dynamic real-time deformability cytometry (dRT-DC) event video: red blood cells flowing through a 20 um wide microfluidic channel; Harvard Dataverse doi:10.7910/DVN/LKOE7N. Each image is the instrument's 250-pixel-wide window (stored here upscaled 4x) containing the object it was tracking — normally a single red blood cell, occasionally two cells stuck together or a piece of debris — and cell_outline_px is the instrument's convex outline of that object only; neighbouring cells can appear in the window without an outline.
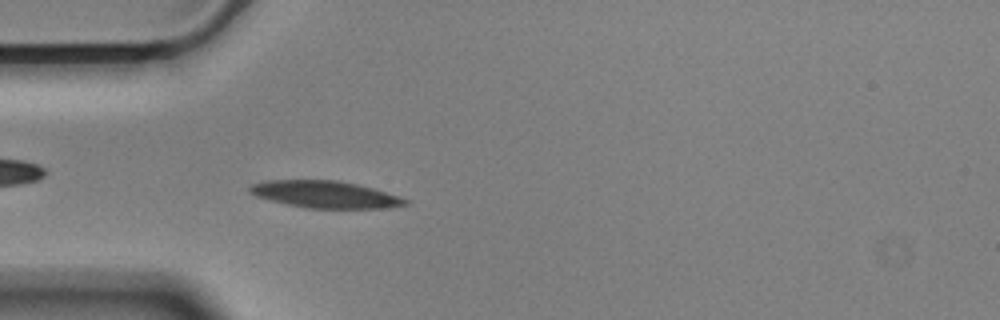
{"species": "Egyptian fruit bat (a non-hibernating species)", "species_latin": "Rousettus aegyptiacus", "temperature_condition": "cold", "stored_images_in_passage": 55, "camera_frame_rate_fps": 3000, "um_per_image_px": 0.085, "animal": {"sex": "male"}, "frame": {"image": 1, "passage_image": 15, "time_ms": 4.667, "image_size_px": [1000, 320], "cell_outline_px": [[408, 204], [384, 208], [304, 208], [256, 196], [248, 192], [248, 188], [252, 184], [264, 180], [336, 180], [356, 184], [372, 188], [400, 196], [408, 200]], "centroid_in_image_um": [27.61, 16.52], "position_along_channel_um": 57.4, "area_um2": 24.33}}
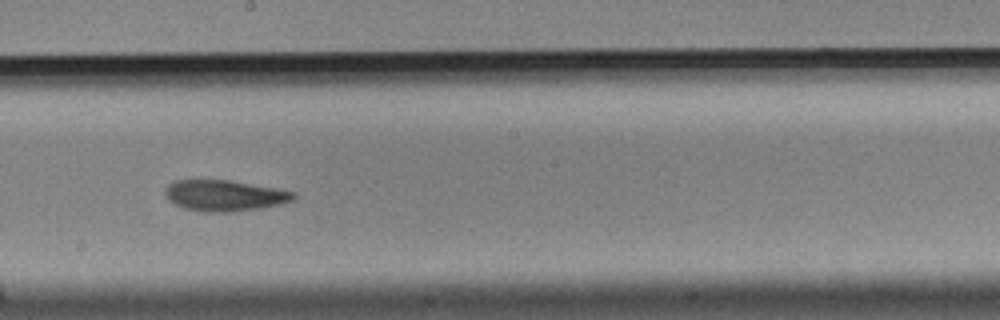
{"frame": {"image": 2, "passage_image": 30, "time_ms": 9.667, "image_size_px": [1000, 320], "cell_outline_px": [[296, 196], [292, 200], [280, 204], [260, 208], [232, 212], [204, 212], [184, 208], [168, 200], [164, 192], [164, 188], [168, 184], [176, 180], [228, 180], [276, 188], [296, 192]], "centroid_in_image_um": [19.07, 16.62], "position_along_channel_um": 229.1, "area_um2": 23.18}}
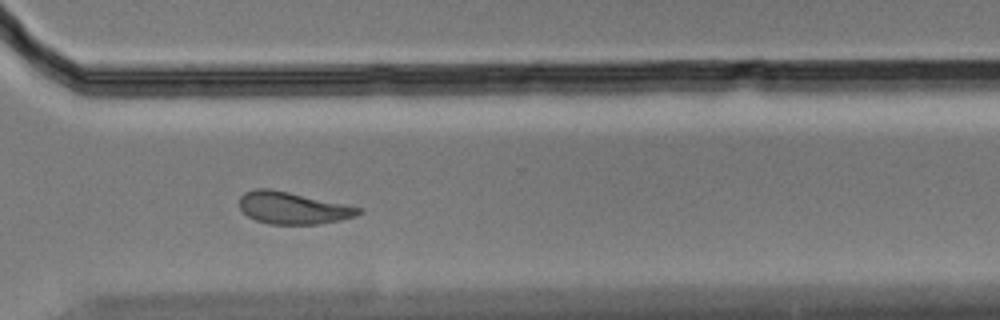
{"frame": {"image": 3, "passage_image": 40, "time_ms": 13.0, "image_size_px": [1000, 320], "cell_outline_px": [[364, 208], [356, 216], [340, 220], [320, 224], [268, 224], [256, 220], [248, 216], [240, 208], [240, 196], [244, 192], [256, 188], [268, 188], [288, 192]], "centroid_in_image_um": [24.88, 17.68], "position_along_channel_um": 345.7, "area_um2": 22.14}, "authors_computed_cell_mechanics": {"area_um2": 23.4668, "velocity_mm_per_s": 3.4989, "shape_relaxation_time_tau1_ms": 3.5032, "shape_relaxation_time_tau2_ms": 4.8333, "deformation_change_tau1": 0.1502, "deformation_change_tau2": 0.1285}}